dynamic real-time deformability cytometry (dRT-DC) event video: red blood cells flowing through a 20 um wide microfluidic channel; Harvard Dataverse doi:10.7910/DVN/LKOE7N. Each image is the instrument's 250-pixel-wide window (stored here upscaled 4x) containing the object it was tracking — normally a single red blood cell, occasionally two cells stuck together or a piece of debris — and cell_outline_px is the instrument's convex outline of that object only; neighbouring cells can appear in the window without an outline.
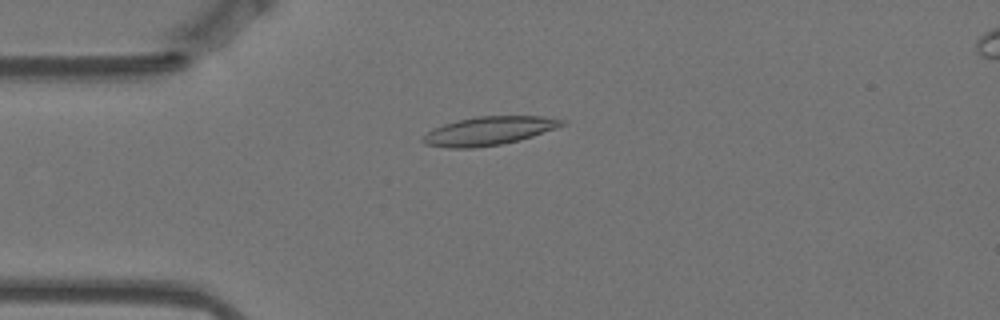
{"species": "Egyptian fruit bat (a non-hibernating species)", "species_latin": "Rousettus aegyptiacus", "temperature_condition": "warm", "stored_images_in_passage": 46, "camera_frame_rate_fps": 3000, "um_per_image_px": 0.085, "animal": {"sex": "female"}, "frame": {"image": 1, "passage_image": 2, "time_ms": 0.333, "image_size_px": [1000, 320], "cell_outline_px": [[564, 124], [556, 128], [532, 136], [500, 144], [472, 148], [448, 148], [424, 144], [420, 140], [428, 132], [444, 124], [476, 116], [544, 116], [564, 120]], "centroid_in_image_um": [41.54, 11.12], "position_along_channel_um": 43.5, "area_um2": 22.72}}
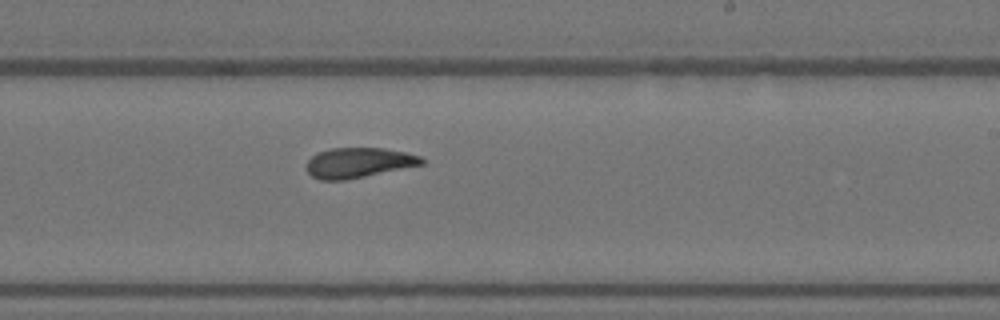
{"frame": {"image": 2, "passage_image": 22, "time_ms": 7.0, "image_size_px": [1000, 320], "cell_outline_px": [[424, 164], [344, 180], [320, 180], [312, 176], [304, 168], [308, 160], [316, 152], [332, 148], [384, 148], [404, 152], [420, 156], [424, 160]], "centroid_in_image_um": [30.43, 13.82], "position_along_channel_um": 258.6, "area_um2": 20.11}}
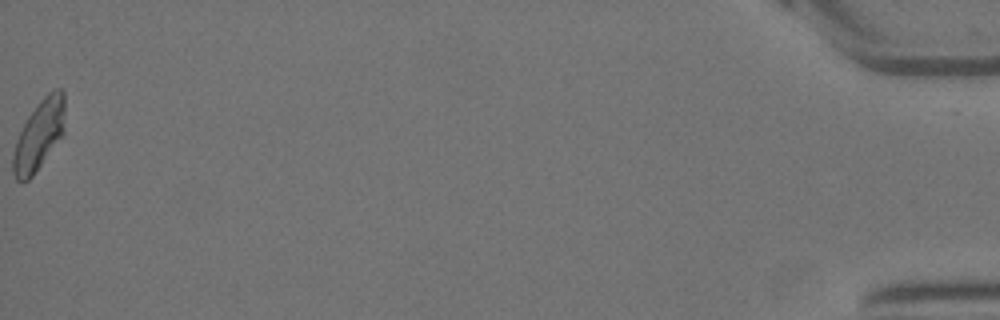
{"frame": {"image": 3, "passage_image": 46, "time_ms": 15.0, "image_size_px": [1000, 320], "cell_outline_px": [[64, 136], [32, 176], [28, 180], [20, 184], [16, 180], [12, 172], [12, 156], [16, 140], [28, 116], [36, 104], [48, 92], [56, 88], [60, 88], [64, 92]], "centroid_in_image_um": [3.32, 11.51], "position_along_channel_um": 431.9, "area_um2": 21.5}, "authors_computed_cell_mechanics": {"area_um2": 20.5479, "velocity_mm_per_s": 3.4751, "shape_relaxation_time_tau1_ms": null, "shape_relaxation_time_tau2_ms": 3.801, "deformation_change_tau1": null, "deformation_change_tau2": 0.1021}}